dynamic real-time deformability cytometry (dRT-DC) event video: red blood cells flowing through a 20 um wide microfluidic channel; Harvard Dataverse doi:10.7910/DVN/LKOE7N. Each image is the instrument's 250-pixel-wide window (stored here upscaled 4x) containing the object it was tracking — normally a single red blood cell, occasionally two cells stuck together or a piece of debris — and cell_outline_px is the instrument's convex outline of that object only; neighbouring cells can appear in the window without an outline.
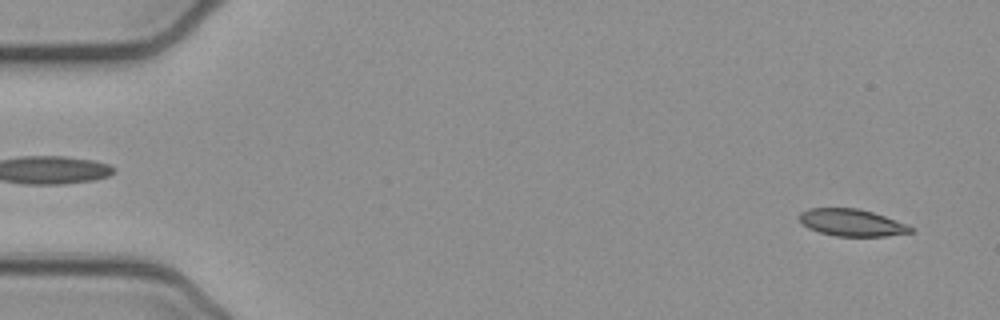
{"species": "common noctule bat (a hibernating species)", "species_latin": "Nyctalus noctula", "temperature_condition": "cold", "stored_images_in_passage": 50, "camera_frame_rate_fps": 3000, "um_per_image_px": 0.085, "animal": {"sex": "female", "body_mass_g": 21.9}, "frame": {"image": 1, "passage_image": 1, "time_ms": 0.0, "image_size_px": [1000, 320], "cell_outline_px": [[912, 232], [884, 236], [836, 236], [820, 232], [808, 228], [800, 220], [800, 212], [808, 208], [856, 208], [872, 212], [884, 216], [904, 224], [912, 228]], "centroid_in_image_um": [72.35, 18.92], "position_along_channel_um": 12.7, "area_um2": 17.17}}
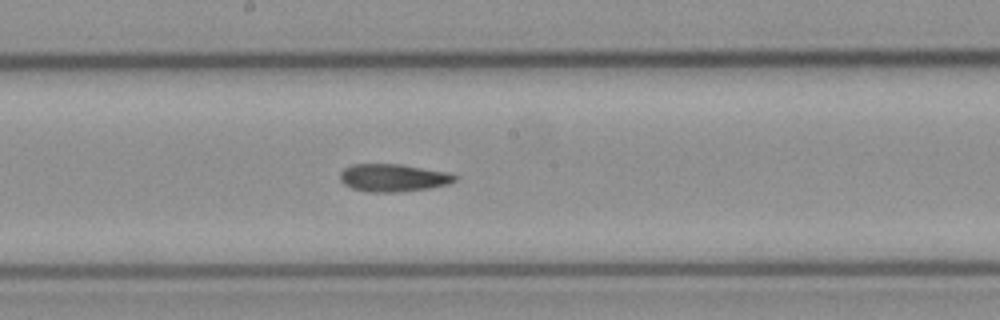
{"frame": {"image": 2, "passage_image": 26, "time_ms": 8.333, "image_size_px": [1000, 320], "cell_outline_px": [[456, 180], [448, 184], [428, 188], [400, 192], [368, 192], [352, 188], [344, 184], [340, 180], [340, 172], [344, 168], [352, 164], [400, 164], [448, 172], [456, 176]], "centroid_in_image_um": [33.39, 15.11], "position_along_channel_um": 214.8, "area_um2": 18.5}}
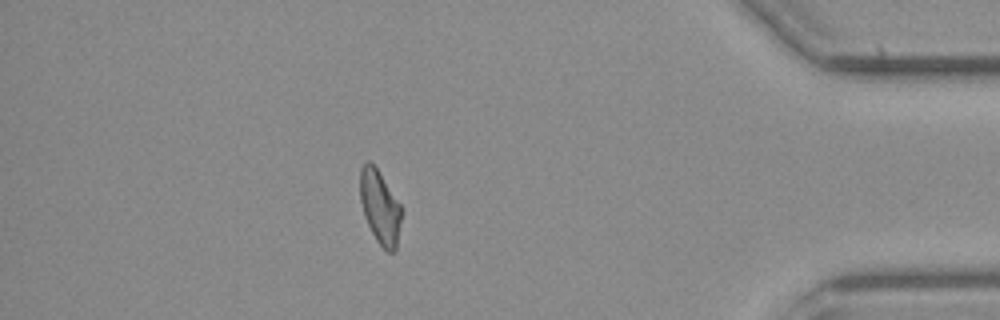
{"frame": {"image": 3, "passage_image": 44, "time_ms": 14.333, "image_size_px": [1000, 320], "cell_outline_px": [[400, 220], [396, 248], [392, 252], [388, 252], [376, 240], [364, 216], [360, 200], [360, 168], [368, 160], [376, 168], [400, 204]], "centroid_in_image_um": [32.26, 17.6], "position_along_channel_um": 402.9, "area_um2": 17.17}, "authors_computed_cell_mechanics": {"area_um2": 18.3804, "velocity_mm_per_s": 3.8856, "shape_relaxation_time_tau1_ms": 7.9717, "shape_relaxation_time_tau2_ms": 3.4394, "deformation_change_tau1": 0.1804, "deformation_change_tau2": 0.0997}}